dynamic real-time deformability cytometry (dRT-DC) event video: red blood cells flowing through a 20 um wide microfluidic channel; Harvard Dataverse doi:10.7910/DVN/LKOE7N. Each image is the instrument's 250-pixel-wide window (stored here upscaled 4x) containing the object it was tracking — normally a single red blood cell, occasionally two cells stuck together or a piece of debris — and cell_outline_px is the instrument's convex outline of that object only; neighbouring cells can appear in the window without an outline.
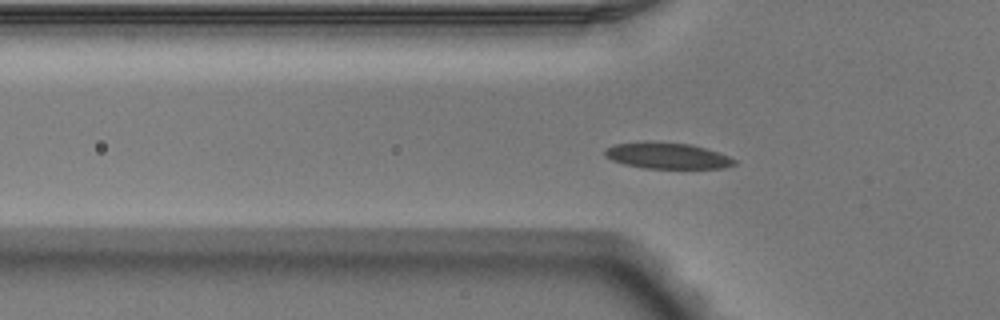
{"species": "Egyptian fruit bat (a non-hibernating species)", "species_latin": "Rousettus aegyptiacus", "temperature_condition": "warm", "stored_images_in_passage": 7, "camera_frame_rate_fps": 3000, "um_per_image_px": 0.085, "animal": {"sex": "male"}, "frame": {"image": 1, "passage_image": 7, "time_ms": 2.0, "image_size_px": [1000, 320], "cell_outline_px": [[736, 164], [724, 168], [644, 168], [624, 164], [612, 160], [604, 156], [604, 148], [616, 144], [688, 144], [704, 148], [728, 156], [736, 160]], "centroid_in_image_um": [56.73, 13.28], "position_along_channel_um": 69.1, "area_um2": 18.73}}